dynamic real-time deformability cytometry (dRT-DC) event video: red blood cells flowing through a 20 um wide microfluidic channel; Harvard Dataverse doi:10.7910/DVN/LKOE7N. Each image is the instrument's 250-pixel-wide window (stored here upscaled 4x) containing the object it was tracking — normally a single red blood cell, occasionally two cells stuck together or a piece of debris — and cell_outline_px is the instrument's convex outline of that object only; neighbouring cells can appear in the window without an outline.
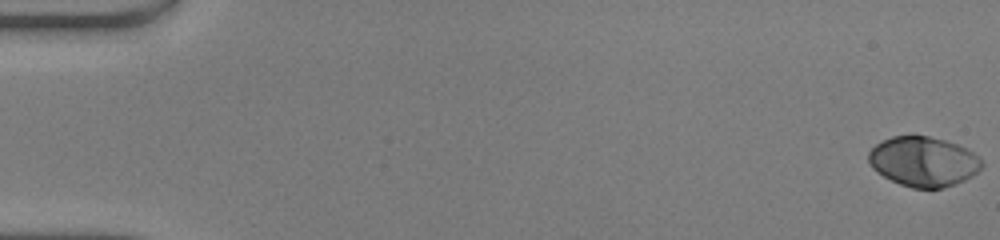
{"species": "human", "species_latin": "Homo sapiens", "temperature_condition": "warm", "stored_images_in_passage": 51, "camera_frame_rate_fps": 3000, "um_per_image_px": 0.085, "donor": {"sex": "male"}, "frame": {"image": 1, "passage_image": 1, "time_ms": 0.0, "image_size_px": [1000, 240], "cell_outline_px": [[984, 164], [972, 176], [956, 184], [944, 188], [912, 188], [900, 184], [876, 172], [872, 168], [868, 160], [868, 152], [876, 144], [892, 136], [928, 136], [944, 140], [956, 144], [980, 156]], "centroid_in_image_um": [78.49, 13.74], "position_along_channel_um": 6.5, "area_um2": 32.77}}
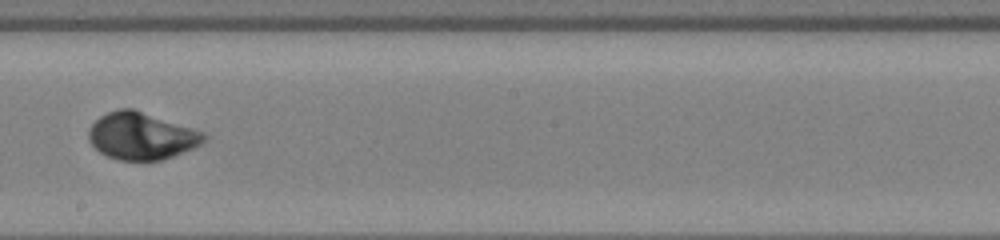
{"frame": {"image": 2, "passage_image": 30, "time_ms": 9.667, "image_size_px": [1000, 240], "cell_outline_px": [[208, 140], [192, 148], [172, 156], [160, 160], [120, 160], [108, 156], [100, 152], [88, 140], [88, 128], [100, 116], [108, 112], [120, 108], [132, 108], [204, 132], [208, 136]], "centroid_in_image_um": [12.02, 11.55], "position_along_channel_um": 236.2, "area_um2": 31.44}}
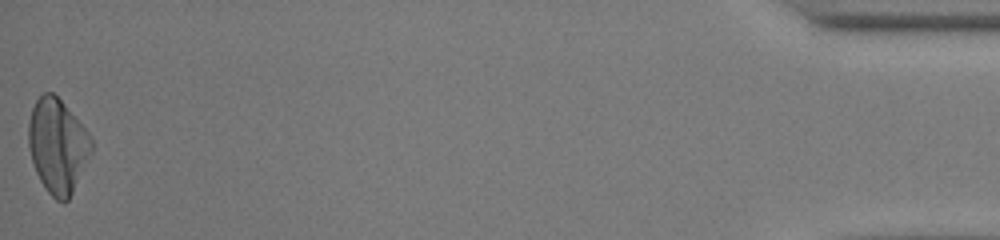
{"frame": {"image": 3, "passage_image": 51, "time_ms": 16.667, "image_size_px": [1000, 240], "cell_outline_px": [[92, 152], [68, 200], [64, 204], [56, 200], [48, 192], [40, 180], [36, 172], [32, 160], [28, 144], [28, 120], [32, 108], [36, 100], [44, 92], [52, 92], [64, 104], [88, 132], [92, 140]], "centroid_in_image_um": [4.88, 12.4], "position_along_channel_um": 430.3, "area_um2": 34.33}, "authors_computed_cell_mechanics": {"area_um2": 32.1368, "velocity_mm_per_s": 4.1488, "shape_relaxation_time_tau1_ms": 2.6137, "shape_relaxation_time_tau2_ms": null, "deformation_change_tau1": 0.1705, "deformation_change_tau2": null}}